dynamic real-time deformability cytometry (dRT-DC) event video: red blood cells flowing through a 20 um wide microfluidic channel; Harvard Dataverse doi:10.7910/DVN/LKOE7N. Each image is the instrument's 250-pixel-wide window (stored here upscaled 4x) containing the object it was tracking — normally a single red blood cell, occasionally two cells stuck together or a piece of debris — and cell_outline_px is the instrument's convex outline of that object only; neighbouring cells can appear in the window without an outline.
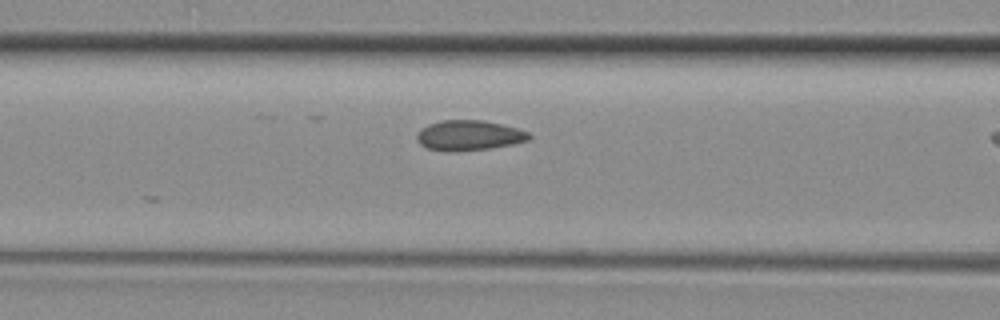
{"species": "common noctule bat (a hibernating species)", "species_latin": "Nyctalus noctula", "temperature_condition": "room temperature", "stored_images_in_passage": 5, "camera_frame_rate_fps": 3000, "um_per_image_px": 0.085, "animal": {"sex": "female", "body_mass_g": 29.2, "forearm_length_mm": 56.3}, "frame": {"image": 1, "passage_image": 4, "time_ms": 1.0, "image_size_px": [1000, 320], "cell_outline_px": [[532, 140], [492, 148], [456, 152], [448, 152], [428, 148], [420, 144], [416, 140], [416, 136], [420, 128], [428, 124], [440, 120], [484, 120], [516, 128], [528, 132], [532, 136]], "centroid_in_image_um": [39.85, 11.51], "position_along_channel_um": 126.7, "area_um2": 20.0}}